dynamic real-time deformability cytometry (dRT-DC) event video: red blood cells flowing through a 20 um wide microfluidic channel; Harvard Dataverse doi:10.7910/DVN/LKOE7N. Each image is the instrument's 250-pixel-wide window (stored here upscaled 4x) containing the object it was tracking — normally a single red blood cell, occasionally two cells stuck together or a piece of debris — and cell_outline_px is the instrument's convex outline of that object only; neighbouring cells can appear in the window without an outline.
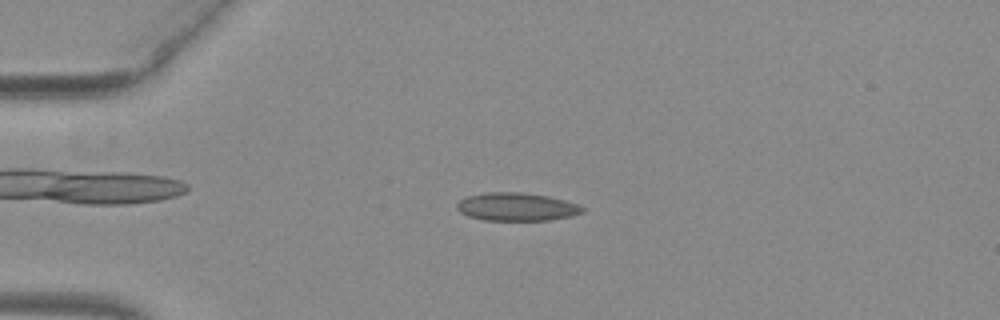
{"species": "common noctule bat (a hibernating species)", "species_latin": "Nyctalus noctula", "temperature_condition": "warm", "stored_images_in_passage": 52, "camera_frame_rate_fps": 3000, "um_per_image_px": 0.085, "animal": {"sex": "female", "body_mass_g": 29.2, "forearm_length_mm": 56.3}, "frame": {"image": 1, "passage_image": 13, "time_ms": 4.0, "image_size_px": [1000, 320], "cell_outline_px": [[584, 212], [572, 216], [548, 220], [484, 220], [468, 216], [460, 212], [456, 208], [456, 204], [460, 200], [468, 196], [488, 192], [524, 192], [548, 196], [564, 200], [576, 204], [584, 208]], "centroid_in_image_um": [43.9, 17.58], "position_along_channel_um": 41.1, "area_um2": 20.52}}
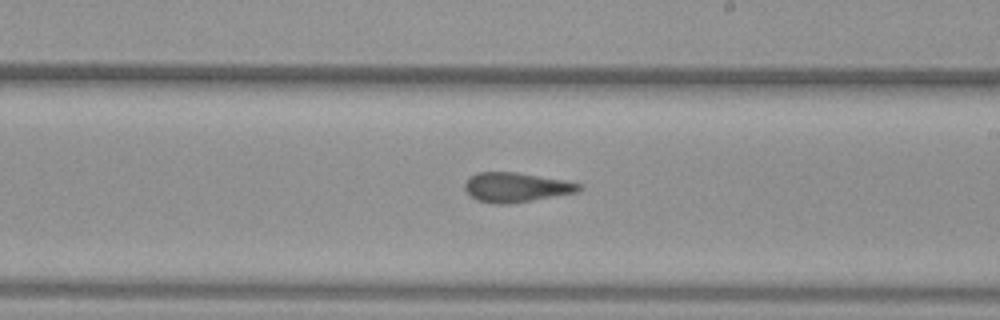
{"frame": {"image": 2, "passage_image": 31, "time_ms": 10.0, "image_size_px": [1000, 320], "cell_outline_px": [[584, 188], [576, 192], [532, 200], [508, 204], [492, 204], [476, 200], [464, 188], [464, 180], [468, 176], [476, 172], [516, 172], [564, 180], [584, 184]], "centroid_in_image_um": [43.84, 15.91], "position_along_channel_um": 245.2, "area_um2": 19.83}}
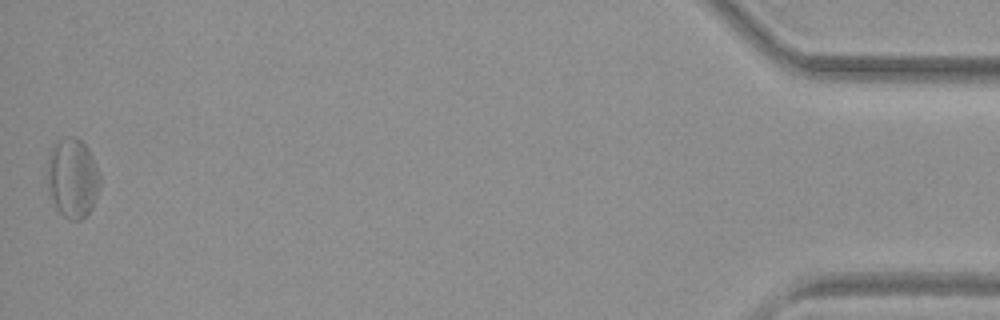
{"frame": {"image": 3, "passage_image": 52, "time_ms": 17.0, "image_size_px": [1000, 320], "cell_outline_px": [[100, 188], [92, 208], [80, 220], [68, 220], [56, 208], [48, 192], [44, 176], [48, 152], [52, 144], [56, 140], [68, 136], [76, 136], [88, 148], [96, 164], [100, 176]], "centroid_in_image_um": [6.11, 15.1], "position_along_channel_um": 429.1, "area_um2": 25.32}, "authors_computed_cell_mechanics": {"area_um2": 20.3167, "velocity_mm_per_s": 3.9558, "shape_relaxation_time_tau1_ms": null, "shape_relaxation_time_tau2_ms": 2.0609, "deformation_change_tau1": null, "deformation_change_tau2": 0.1022}}